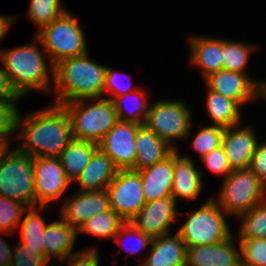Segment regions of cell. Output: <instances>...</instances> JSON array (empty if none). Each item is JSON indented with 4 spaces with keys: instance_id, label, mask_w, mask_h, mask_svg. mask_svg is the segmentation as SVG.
I'll return each instance as SVG.
<instances>
[{
    "instance_id": "cell-1",
    "label": "cell",
    "mask_w": 266,
    "mask_h": 266,
    "mask_svg": "<svg viewBox=\"0 0 266 266\" xmlns=\"http://www.w3.org/2000/svg\"><path fill=\"white\" fill-rule=\"evenodd\" d=\"M16 116V132L24 141L17 148L31 156L58 157L72 141V124L68 112L63 106L51 104L29 113L26 117Z\"/></svg>"
},
{
    "instance_id": "cell-2",
    "label": "cell",
    "mask_w": 266,
    "mask_h": 266,
    "mask_svg": "<svg viewBox=\"0 0 266 266\" xmlns=\"http://www.w3.org/2000/svg\"><path fill=\"white\" fill-rule=\"evenodd\" d=\"M106 67L94 62L88 53L59 61L54 65L53 104L62 106L78 100L105 98Z\"/></svg>"
},
{
    "instance_id": "cell-3",
    "label": "cell",
    "mask_w": 266,
    "mask_h": 266,
    "mask_svg": "<svg viewBox=\"0 0 266 266\" xmlns=\"http://www.w3.org/2000/svg\"><path fill=\"white\" fill-rule=\"evenodd\" d=\"M34 40L16 48L0 50L1 64L12 88L20 97L31 91L49 92L54 83V67L48 69L45 59L49 57L38 49L40 40L36 36Z\"/></svg>"
},
{
    "instance_id": "cell-4",
    "label": "cell",
    "mask_w": 266,
    "mask_h": 266,
    "mask_svg": "<svg viewBox=\"0 0 266 266\" xmlns=\"http://www.w3.org/2000/svg\"><path fill=\"white\" fill-rule=\"evenodd\" d=\"M62 106L69 114L72 136L76 140L99 144L119 121L113 100L107 98L78 100Z\"/></svg>"
},
{
    "instance_id": "cell-5",
    "label": "cell",
    "mask_w": 266,
    "mask_h": 266,
    "mask_svg": "<svg viewBox=\"0 0 266 266\" xmlns=\"http://www.w3.org/2000/svg\"><path fill=\"white\" fill-rule=\"evenodd\" d=\"M35 36L45 48L51 67L63 59L81 56L89 51L83 29L69 11L42 27Z\"/></svg>"
},
{
    "instance_id": "cell-6",
    "label": "cell",
    "mask_w": 266,
    "mask_h": 266,
    "mask_svg": "<svg viewBox=\"0 0 266 266\" xmlns=\"http://www.w3.org/2000/svg\"><path fill=\"white\" fill-rule=\"evenodd\" d=\"M188 220L177 230L186 247L202 246L220 243L231 235L227 224V214L211 197L195 212L181 213Z\"/></svg>"
},
{
    "instance_id": "cell-7",
    "label": "cell",
    "mask_w": 266,
    "mask_h": 266,
    "mask_svg": "<svg viewBox=\"0 0 266 266\" xmlns=\"http://www.w3.org/2000/svg\"><path fill=\"white\" fill-rule=\"evenodd\" d=\"M0 195L35 207L33 158L15 147L0 157Z\"/></svg>"
},
{
    "instance_id": "cell-8",
    "label": "cell",
    "mask_w": 266,
    "mask_h": 266,
    "mask_svg": "<svg viewBox=\"0 0 266 266\" xmlns=\"http://www.w3.org/2000/svg\"><path fill=\"white\" fill-rule=\"evenodd\" d=\"M219 192L214 199L228 216L239 217L266 199V185L250 168L233 170Z\"/></svg>"
},
{
    "instance_id": "cell-9",
    "label": "cell",
    "mask_w": 266,
    "mask_h": 266,
    "mask_svg": "<svg viewBox=\"0 0 266 266\" xmlns=\"http://www.w3.org/2000/svg\"><path fill=\"white\" fill-rule=\"evenodd\" d=\"M191 114L190 108L181 100H160L151 104L144 124L177 150L174 141L190 137Z\"/></svg>"
},
{
    "instance_id": "cell-10",
    "label": "cell",
    "mask_w": 266,
    "mask_h": 266,
    "mask_svg": "<svg viewBox=\"0 0 266 266\" xmlns=\"http://www.w3.org/2000/svg\"><path fill=\"white\" fill-rule=\"evenodd\" d=\"M107 191L110 208L126 222H131L146 203L138 171L118 170Z\"/></svg>"
},
{
    "instance_id": "cell-11",
    "label": "cell",
    "mask_w": 266,
    "mask_h": 266,
    "mask_svg": "<svg viewBox=\"0 0 266 266\" xmlns=\"http://www.w3.org/2000/svg\"><path fill=\"white\" fill-rule=\"evenodd\" d=\"M35 206L49 207L58 202L71 181L67 178L58 157L33 158Z\"/></svg>"
},
{
    "instance_id": "cell-12",
    "label": "cell",
    "mask_w": 266,
    "mask_h": 266,
    "mask_svg": "<svg viewBox=\"0 0 266 266\" xmlns=\"http://www.w3.org/2000/svg\"><path fill=\"white\" fill-rule=\"evenodd\" d=\"M139 126L133 122L118 121L98 144L118 170H134L137 154L135 137Z\"/></svg>"
},
{
    "instance_id": "cell-13",
    "label": "cell",
    "mask_w": 266,
    "mask_h": 266,
    "mask_svg": "<svg viewBox=\"0 0 266 266\" xmlns=\"http://www.w3.org/2000/svg\"><path fill=\"white\" fill-rule=\"evenodd\" d=\"M177 201L172 196H166L145 203L140 212L131 222L152 239L170 233L178 212Z\"/></svg>"
},
{
    "instance_id": "cell-14",
    "label": "cell",
    "mask_w": 266,
    "mask_h": 266,
    "mask_svg": "<svg viewBox=\"0 0 266 266\" xmlns=\"http://www.w3.org/2000/svg\"><path fill=\"white\" fill-rule=\"evenodd\" d=\"M65 199L60 217L77 231L90 218L111 209L107 189L79 191L75 196Z\"/></svg>"
},
{
    "instance_id": "cell-15",
    "label": "cell",
    "mask_w": 266,
    "mask_h": 266,
    "mask_svg": "<svg viewBox=\"0 0 266 266\" xmlns=\"http://www.w3.org/2000/svg\"><path fill=\"white\" fill-rule=\"evenodd\" d=\"M206 88L236 101L240 106L256 100L257 79L248 74L221 69L203 80Z\"/></svg>"
},
{
    "instance_id": "cell-16",
    "label": "cell",
    "mask_w": 266,
    "mask_h": 266,
    "mask_svg": "<svg viewBox=\"0 0 266 266\" xmlns=\"http://www.w3.org/2000/svg\"><path fill=\"white\" fill-rule=\"evenodd\" d=\"M240 126L241 123L226 128L222 140V146L232 170L249 168L259 142L253 127Z\"/></svg>"
},
{
    "instance_id": "cell-17",
    "label": "cell",
    "mask_w": 266,
    "mask_h": 266,
    "mask_svg": "<svg viewBox=\"0 0 266 266\" xmlns=\"http://www.w3.org/2000/svg\"><path fill=\"white\" fill-rule=\"evenodd\" d=\"M231 235L220 243L187 248L186 266H241L240 246Z\"/></svg>"
},
{
    "instance_id": "cell-18",
    "label": "cell",
    "mask_w": 266,
    "mask_h": 266,
    "mask_svg": "<svg viewBox=\"0 0 266 266\" xmlns=\"http://www.w3.org/2000/svg\"><path fill=\"white\" fill-rule=\"evenodd\" d=\"M202 170L195 167L189 155H180L178 149L173 152V187L171 196L187 201L195 200L203 187Z\"/></svg>"
},
{
    "instance_id": "cell-19",
    "label": "cell",
    "mask_w": 266,
    "mask_h": 266,
    "mask_svg": "<svg viewBox=\"0 0 266 266\" xmlns=\"http://www.w3.org/2000/svg\"><path fill=\"white\" fill-rule=\"evenodd\" d=\"M190 37V64L201 69L203 80L221 70L223 68V39L205 36Z\"/></svg>"
},
{
    "instance_id": "cell-20",
    "label": "cell",
    "mask_w": 266,
    "mask_h": 266,
    "mask_svg": "<svg viewBox=\"0 0 266 266\" xmlns=\"http://www.w3.org/2000/svg\"><path fill=\"white\" fill-rule=\"evenodd\" d=\"M117 171L113 160L98 147L74 183H79V191L107 189L115 178Z\"/></svg>"
},
{
    "instance_id": "cell-21",
    "label": "cell",
    "mask_w": 266,
    "mask_h": 266,
    "mask_svg": "<svg viewBox=\"0 0 266 266\" xmlns=\"http://www.w3.org/2000/svg\"><path fill=\"white\" fill-rule=\"evenodd\" d=\"M59 220L46 225L43 233L44 257L51 261L53 256L63 263L66 258L79 252H73L78 231L62 218Z\"/></svg>"
},
{
    "instance_id": "cell-22",
    "label": "cell",
    "mask_w": 266,
    "mask_h": 266,
    "mask_svg": "<svg viewBox=\"0 0 266 266\" xmlns=\"http://www.w3.org/2000/svg\"><path fill=\"white\" fill-rule=\"evenodd\" d=\"M136 163L134 171H138L164 161L175 149L156 135L145 124L138 127L135 137Z\"/></svg>"
},
{
    "instance_id": "cell-23",
    "label": "cell",
    "mask_w": 266,
    "mask_h": 266,
    "mask_svg": "<svg viewBox=\"0 0 266 266\" xmlns=\"http://www.w3.org/2000/svg\"><path fill=\"white\" fill-rule=\"evenodd\" d=\"M145 202L171 196L173 187V153L164 161L138 170Z\"/></svg>"
},
{
    "instance_id": "cell-24",
    "label": "cell",
    "mask_w": 266,
    "mask_h": 266,
    "mask_svg": "<svg viewBox=\"0 0 266 266\" xmlns=\"http://www.w3.org/2000/svg\"><path fill=\"white\" fill-rule=\"evenodd\" d=\"M187 247L176 232L154 238L150 255L142 262V266H186Z\"/></svg>"
},
{
    "instance_id": "cell-25",
    "label": "cell",
    "mask_w": 266,
    "mask_h": 266,
    "mask_svg": "<svg viewBox=\"0 0 266 266\" xmlns=\"http://www.w3.org/2000/svg\"><path fill=\"white\" fill-rule=\"evenodd\" d=\"M206 113L214 126L229 128L242 123L241 106L234 100L207 88Z\"/></svg>"
},
{
    "instance_id": "cell-26",
    "label": "cell",
    "mask_w": 266,
    "mask_h": 266,
    "mask_svg": "<svg viewBox=\"0 0 266 266\" xmlns=\"http://www.w3.org/2000/svg\"><path fill=\"white\" fill-rule=\"evenodd\" d=\"M98 144L76 140L72 141L59 154L58 159L64 168L65 175L73 183L87 166Z\"/></svg>"
},
{
    "instance_id": "cell-27",
    "label": "cell",
    "mask_w": 266,
    "mask_h": 266,
    "mask_svg": "<svg viewBox=\"0 0 266 266\" xmlns=\"http://www.w3.org/2000/svg\"><path fill=\"white\" fill-rule=\"evenodd\" d=\"M146 92L145 90L138 89L135 92L117 96L113 99L119 121L133 122L139 125L145 123L151 106V104L148 105V96ZM127 101H129L131 105L126 103Z\"/></svg>"
},
{
    "instance_id": "cell-28",
    "label": "cell",
    "mask_w": 266,
    "mask_h": 266,
    "mask_svg": "<svg viewBox=\"0 0 266 266\" xmlns=\"http://www.w3.org/2000/svg\"><path fill=\"white\" fill-rule=\"evenodd\" d=\"M46 206L30 207L25 211V215L21 225V239L20 241L31 250H36L40 255L44 256V230L46 228V222L37 212V210H43ZM37 209V210H35Z\"/></svg>"
},
{
    "instance_id": "cell-29",
    "label": "cell",
    "mask_w": 266,
    "mask_h": 266,
    "mask_svg": "<svg viewBox=\"0 0 266 266\" xmlns=\"http://www.w3.org/2000/svg\"><path fill=\"white\" fill-rule=\"evenodd\" d=\"M125 222L126 221L110 209L90 218L81 226L78 233L97 236L100 241L103 239L107 240L108 238L114 239V236Z\"/></svg>"
},
{
    "instance_id": "cell-30",
    "label": "cell",
    "mask_w": 266,
    "mask_h": 266,
    "mask_svg": "<svg viewBox=\"0 0 266 266\" xmlns=\"http://www.w3.org/2000/svg\"><path fill=\"white\" fill-rule=\"evenodd\" d=\"M255 47L244 42L223 39V68L224 70L248 74L249 58Z\"/></svg>"
},
{
    "instance_id": "cell-31",
    "label": "cell",
    "mask_w": 266,
    "mask_h": 266,
    "mask_svg": "<svg viewBox=\"0 0 266 266\" xmlns=\"http://www.w3.org/2000/svg\"><path fill=\"white\" fill-rule=\"evenodd\" d=\"M238 218L242 220L238 238L266 239V199Z\"/></svg>"
},
{
    "instance_id": "cell-32",
    "label": "cell",
    "mask_w": 266,
    "mask_h": 266,
    "mask_svg": "<svg viewBox=\"0 0 266 266\" xmlns=\"http://www.w3.org/2000/svg\"><path fill=\"white\" fill-rule=\"evenodd\" d=\"M61 0H30L28 8L29 19L41 29L50 24L67 11Z\"/></svg>"
},
{
    "instance_id": "cell-33",
    "label": "cell",
    "mask_w": 266,
    "mask_h": 266,
    "mask_svg": "<svg viewBox=\"0 0 266 266\" xmlns=\"http://www.w3.org/2000/svg\"><path fill=\"white\" fill-rule=\"evenodd\" d=\"M225 128L220 126H202L191 143V148L202 158L213 149L222 146Z\"/></svg>"
},
{
    "instance_id": "cell-34",
    "label": "cell",
    "mask_w": 266,
    "mask_h": 266,
    "mask_svg": "<svg viewBox=\"0 0 266 266\" xmlns=\"http://www.w3.org/2000/svg\"><path fill=\"white\" fill-rule=\"evenodd\" d=\"M237 239L240 245L241 266H266V239Z\"/></svg>"
},
{
    "instance_id": "cell-35",
    "label": "cell",
    "mask_w": 266,
    "mask_h": 266,
    "mask_svg": "<svg viewBox=\"0 0 266 266\" xmlns=\"http://www.w3.org/2000/svg\"><path fill=\"white\" fill-rule=\"evenodd\" d=\"M27 209L25 204L0 195V230L12 233Z\"/></svg>"
},
{
    "instance_id": "cell-36",
    "label": "cell",
    "mask_w": 266,
    "mask_h": 266,
    "mask_svg": "<svg viewBox=\"0 0 266 266\" xmlns=\"http://www.w3.org/2000/svg\"><path fill=\"white\" fill-rule=\"evenodd\" d=\"M120 238L121 239L125 238V239L121 240ZM128 238L129 239L135 238V239L134 241L130 240L132 241L131 243L132 245L131 244L130 246L128 245L129 248L127 250L129 253L126 256L127 259L129 256L135 255V253L137 254L142 249H145L148 245H151L153 240L150 236H147L145 233L141 232L132 222H125L120 228V230L117 232V234L114 236V241H116L117 243L121 242V244L123 243L125 246V243L127 244V242H129L127 241Z\"/></svg>"
},
{
    "instance_id": "cell-37",
    "label": "cell",
    "mask_w": 266,
    "mask_h": 266,
    "mask_svg": "<svg viewBox=\"0 0 266 266\" xmlns=\"http://www.w3.org/2000/svg\"><path fill=\"white\" fill-rule=\"evenodd\" d=\"M18 100H0V139L9 147V137L16 133Z\"/></svg>"
},
{
    "instance_id": "cell-38",
    "label": "cell",
    "mask_w": 266,
    "mask_h": 266,
    "mask_svg": "<svg viewBox=\"0 0 266 266\" xmlns=\"http://www.w3.org/2000/svg\"><path fill=\"white\" fill-rule=\"evenodd\" d=\"M16 245L10 266H47L48 260L36 250L27 248L21 241Z\"/></svg>"
},
{
    "instance_id": "cell-39",
    "label": "cell",
    "mask_w": 266,
    "mask_h": 266,
    "mask_svg": "<svg viewBox=\"0 0 266 266\" xmlns=\"http://www.w3.org/2000/svg\"><path fill=\"white\" fill-rule=\"evenodd\" d=\"M199 159L204 162L208 170L217 175L224 176V179L233 171L229 165L223 146L213 149L210 153Z\"/></svg>"
},
{
    "instance_id": "cell-40",
    "label": "cell",
    "mask_w": 266,
    "mask_h": 266,
    "mask_svg": "<svg viewBox=\"0 0 266 266\" xmlns=\"http://www.w3.org/2000/svg\"><path fill=\"white\" fill-rule=\"evenodd\" d=\"M127 82H122L119 78V74L112 70V68L106 67L105 80H104V94L110 93L113 97L107 98L113 100L117 96L135 92L138 88H133Z\"/></svg>"
},
{
    "instance_id": "cell-41",
    "label": "cell",
    "mask_w": 266,
    "mask_h": 266,
    "mask_svg": "<svg viewBox=\"0 0 266 266\" xmlns=\"http://www.w3.org/2000/svg\"><path fill=\"white\" fill-rule=\"evenodd\" d=\"M249 168L266 185V141L257 144Z\"/></svg>"
},
{
    "instance_id": "cell-42",
    "label": "cell",
    "mask_w": 266,
    "mask_h": 266,
    "mask_svg": "<svg viewBox=\"0 0 266 266\" xmlns=\"http://www.w3.org/2000/svg\"><path fill=\"white\" fill-rule=\"evenodd\" d=\"M65 260H68L69 266H100L98 251L96 248L82 249Z\"/></svg>"
},
{
    "instance_id": "cell-43",
    "label": "cell",
    "mask_w": 266,
    "mask_h": 266,
    "mask_svg": "<svg viewBox=\"0 0 266 266\" xmlns=\"http://www.w3.org/2000/svg\"><path fill=\"white\" fill-rule=\"evenodd\" d=\"M20 98L12 88L4 68L0 67V100H19Z\"/></svg>"
},
{
    "instance_id": "cell-44",
    "label": "cell",
    "mask_w": 266,
    "mask_h": 266,
    "mask_svg": "<svg viewBox=\"0 0 266 266\" xmlns=\"http://www.w3.org/2000/svg\"><path fill=\"white\" fill-rule=\"evenodd\" d=\"M1 233L7 234L8 232L1 231ZM9 247V244L2 238H0V266H10L13 250Z\"/></svg>"
},
{
    "instance_id": "cell-45",
    "label": "cell",
    "mask_w": 266,
    "mask_h": 266,
    "mask_svg": "<svg viewBox=\"0 0 266 266\" xmlns=\"http://www.w3.org/2000/svg\"><path fill=\"white\" fill-rule=\"evenodd\" d=\"M15 19L16 17L14 16H4L0 14V40L7 34Z\"/></svg>"
},
{
    "instance_id": "cell-46",
    "label": "cell",
    "mask_w": 266,
    "mask_h": 266,
    "mask_svg": "<svg viewBox=\"0 0 266 266\" xmlns=\"http://www.w3.org/2000/svg\"><path fill=\"white\" fill-rule=\"evenodd\" d=\"M256 97H262L266 100V81L264 79L257 81Z\"/></svg>"
},
{
    "instance_id": "cell-47",
    "label": "cell",
    "mask_w": 266,
    "mask_h": 266,
    "mask_svg": "<svg viewBox=\"0 0 266 266\" xmlns=\"http://www.w3.org/2000/svg\"><path fill=\"white\" fill-rule=\"evenodd\" d=\"M7 148L8 146L0 139V157Z\"/></svg>"
}]
</instances>
